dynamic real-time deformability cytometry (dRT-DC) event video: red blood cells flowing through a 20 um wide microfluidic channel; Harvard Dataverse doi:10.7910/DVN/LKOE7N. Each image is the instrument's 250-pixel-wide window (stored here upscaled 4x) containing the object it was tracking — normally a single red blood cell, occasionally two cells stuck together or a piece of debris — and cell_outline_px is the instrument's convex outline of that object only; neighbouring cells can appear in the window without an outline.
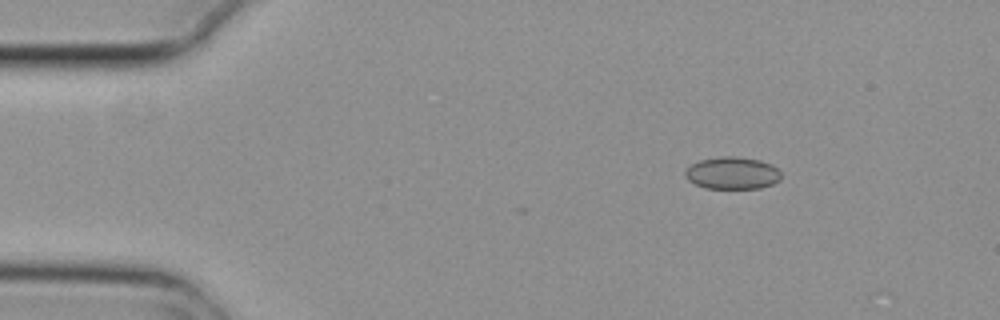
{"species": "common noctule bat (a hibernating species)", "species_latin": "Nyctalus noctula", "temperature_condition": "cold", "stored_images_in_passage": 2, "camera_frame_rate_fps": 3000, "um_per_image_px": 0.085, "animal": {"sex": "female", "body_mass_g": 29.2, "forearm_length_mm": 56.3}, "frame": {"image": 1, "passage_image": 2, "time_ms": 0.333, "image_size_px": [1000, 320], "cell_outline_px": [[780, 180], [772, 184], [760, 188], [704, 188], [688, 180], [684, 172], [692, 164], [700, 160], [720, 156], [736, 156], [760, 160], [772, 164], [780, 172]], "centroid_in_image_um": [62.25, 14.7], "position_along_channel_um": 22.7, "area_um2": 17.98}}